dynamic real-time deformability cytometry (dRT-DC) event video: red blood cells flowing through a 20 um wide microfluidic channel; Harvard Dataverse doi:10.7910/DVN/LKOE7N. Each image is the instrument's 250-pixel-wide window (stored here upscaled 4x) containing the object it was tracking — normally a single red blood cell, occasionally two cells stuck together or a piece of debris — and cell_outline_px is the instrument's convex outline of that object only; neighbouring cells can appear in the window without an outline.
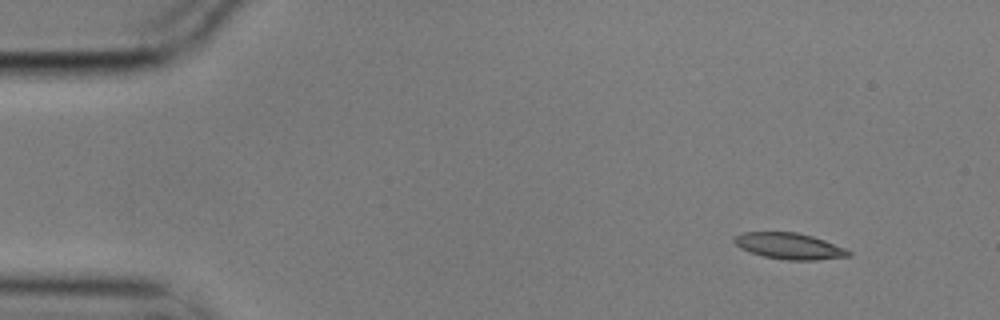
{"species": "common noctule bat (a hibernating species)", "species_latin": "Nyctalus noctula", "temperature_condition": "cold", "stored_images_in_passage": 5, "segment_of_instrument_passage": [2, 2], "camera_frame_rate_fps": 3000, "um_per_image_px": 0.085, "animal": {"sex": "male", "body_mass_g": 17.9}, "frame": {"image": 1, "passage_image": 5, "time_ms": 1.333, "image_size_px": [1000, 320], "cell_outline_px": [[852, 256], [816, 260], [788, 260], [764, 256], [740, 248], [732, 240], [736, 236], [744, 232], [796, 232], [812, 236], [824, 240], [844, 248], [852, 252]], "centroid_in_image_um": [67.11, 20.91], "position_along_channel_um": 17.9, "area_um2": 17.28}}